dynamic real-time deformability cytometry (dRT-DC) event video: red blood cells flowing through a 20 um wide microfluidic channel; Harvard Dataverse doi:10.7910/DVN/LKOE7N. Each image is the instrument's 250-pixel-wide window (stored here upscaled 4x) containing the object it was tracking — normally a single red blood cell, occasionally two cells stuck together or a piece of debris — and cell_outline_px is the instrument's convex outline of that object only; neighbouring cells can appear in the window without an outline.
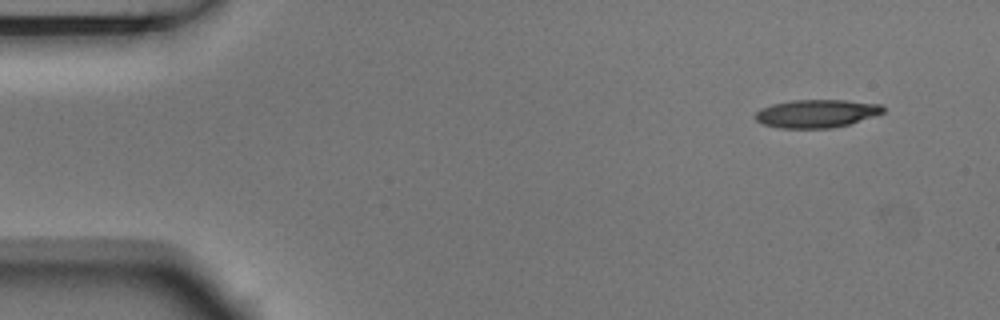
{"species": "Egyptian fruit bat (a non-hibernating species)", "species_latin": "Rousettus aegyptiacus", "temperature_condition": "room temperature", "stored_images_in_passage": 5, "camera_frame_rate_fps": 3000, "um_per_image_px": 0.085, "animal": {"sex": "male"}, "frame": {"image": 1, "passage_image": 1, "time_ms": 0.0, "image_size_px": [1000, 320], "cell_outline_px": [[884, 112], [848, 124], [832, 128], [780, 128], [764, 124], [756, 120], [756, 112], [760, 108], [772, 104], [792, 100], [844, 100], [880, 104], [884, 108]], "centroid_in_image_um": [69.38, 9.64], "position_along_channel_um": 15.6, "area_um2": 20.69}}
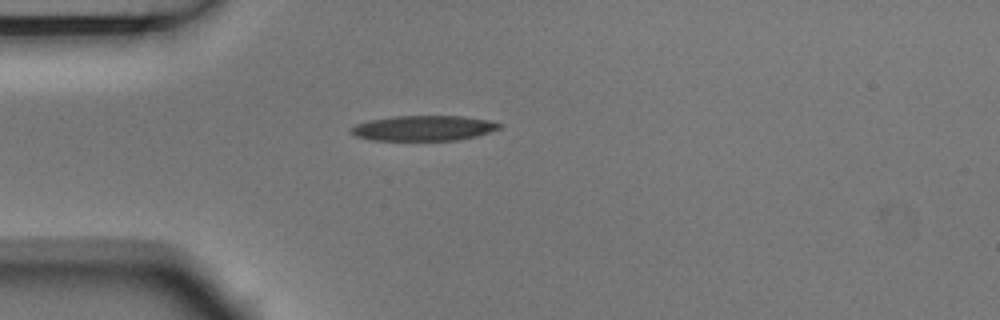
{"frame": {"image": 2, "passage_image": 4, "time_ms": 1.0, "image_size_px": [1000, 320], "cell_outline_px": [[500, 128], [476, 136], [460, 140], [372, 140], [356, 136], [348, 132], [348, 128], [356, 124], [372, 120], [392, 116], [464, 116], [492, 120], [500, 124]], "centroid_in_image_um": [35.98, 10.89], "position_along_channel_um": 49.0, "area_um2": 21.85}}